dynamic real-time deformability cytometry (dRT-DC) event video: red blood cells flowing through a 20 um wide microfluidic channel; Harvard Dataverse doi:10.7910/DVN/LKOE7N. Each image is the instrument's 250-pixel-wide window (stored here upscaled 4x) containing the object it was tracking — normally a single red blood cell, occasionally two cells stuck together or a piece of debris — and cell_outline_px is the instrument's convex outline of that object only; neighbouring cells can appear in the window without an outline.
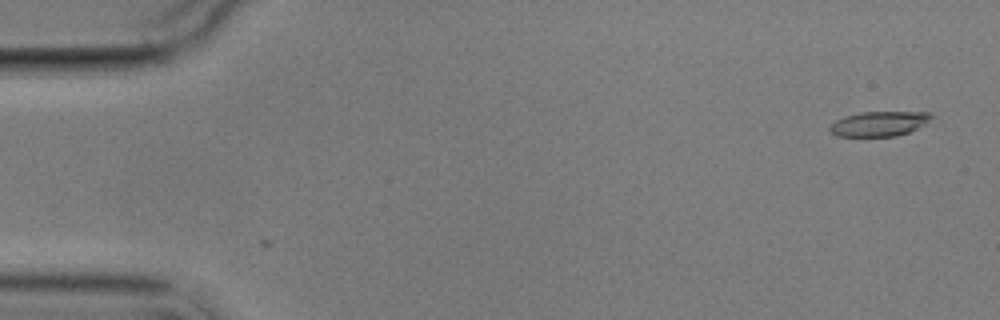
{"species": "common noctule bat (a hibernating species)", "species_latin": "Nyctalus noctula", "temperature_condition": "cold", "stored_images_in_passage": 5, "camera_frame_rate_fps": 3000, "um_per_image_px": 0.085, "animal": {"sex": "male", "body_mass_g": 17.9}, "frame": {"image": 1, "passage_image": 1, "time_ms": 0.0, "image_size_px": [1000, 320], "cell_outline_px": [[932, 116], [924, 124], [908, 132], [896, 136], [836, 136], [828, 128], [836, 120], [844, 116], [860, 112], [932, 112]], "centroid_in_image_um": [74.7, 10.51], "position_along_channel_um": 10.3, "area_um2": 14.51}}
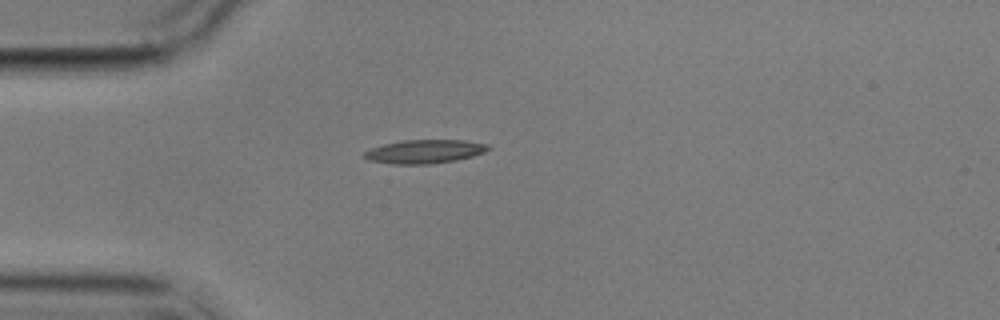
{"frame": {"image": 2, "passage_image": 5, "time_ms": 4.333, "image_size_px": [1000, 320], "cell_outline_px": [[492, 148], [484, 152], [472, 156], [456, 160], [432, 164], [392, 164], [368, 160], [360, 156], [364, 152], [372, 148], [384, 144], [400, 140], [464, 140], [488, 144]], "centroid_in_image_um": [36.07, 12.88], "position_along_channel_um": 48.9, "area_um2": 17.22}}